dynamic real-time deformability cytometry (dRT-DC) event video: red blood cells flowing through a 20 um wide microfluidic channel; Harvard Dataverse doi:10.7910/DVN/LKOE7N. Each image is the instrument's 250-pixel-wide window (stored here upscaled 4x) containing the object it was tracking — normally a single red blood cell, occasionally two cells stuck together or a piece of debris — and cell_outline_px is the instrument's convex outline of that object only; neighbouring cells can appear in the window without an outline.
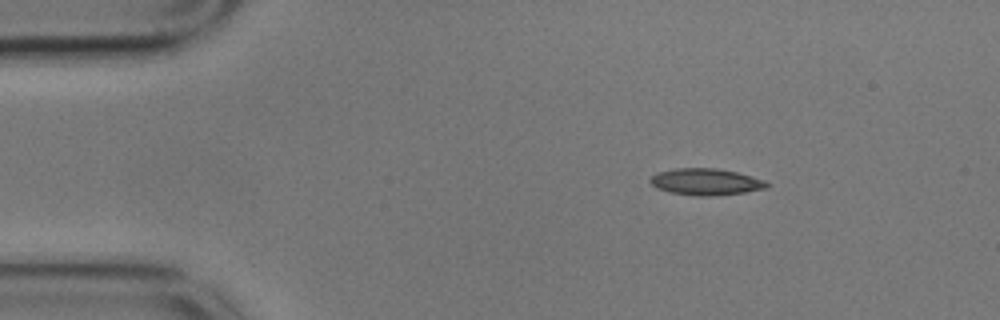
{"species": "common noctule bat (a hibernating species)", "species_latin": "Nyctalus noctula", "temperature_condition": "cold", "stored_images_in_passage": 49, "camera_frame_rate_fps": 3000, "um_per_image_px": 0.085, "animal": {"sex": "male", "body_mass_g": 17.9}, "frame": {"image": 1, "passage_image": 1, "time_ms": 0.0, "image_size_px": [1000, 320], "cell_outline_px": [[768, 188], [744, 192], [704, 196], [700, 196], [668, 192], [656, 188], [648, 180], [656, 172], [676, 168], [716, 168], [736, 172], [764, 180], [768, 184]], "centroid_in_image_um": [59.94, 15.44], "position_along_channel_um": 25.1, "area_um2": 17.92}}
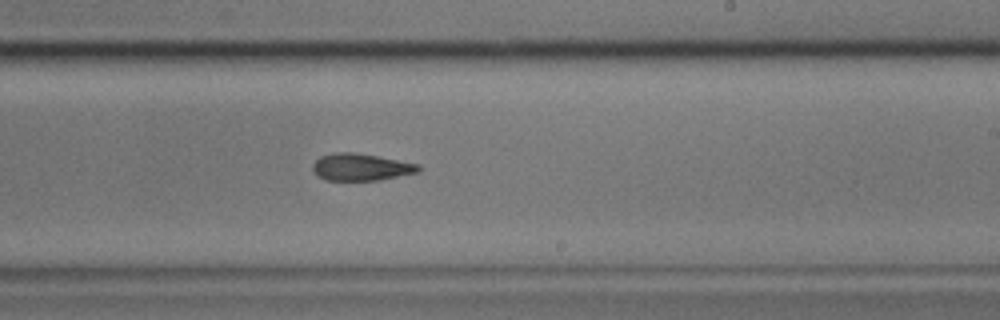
{"frame": {"image": 2, "passage_image": 26, "time_ms": 8.333, "image_size_px": [1000, 320], "cell_outline_px": [[420, 172], [380, 180], [324, 180], [312, 168], [312, 164], [320, 156], [332, 152], [356, 152], [420, 164]], "centroid_in_image_um": [30.7, 14.19], "position_along_channel_um": 258.3, "area_um2": 16.76}}
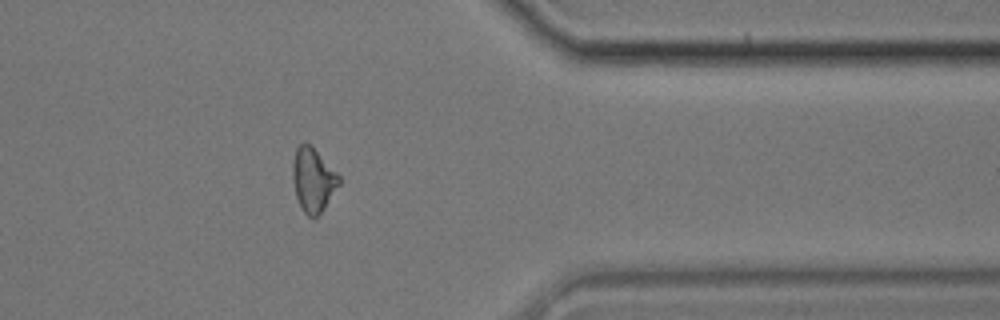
{"frame": {"image": 3, "passage_image": 38, "time_ms": 12.333, "image_size_px": [1000, 320], "cell_outline_px": [[340, 184], [324, 208], [312, 220], [304, 212], [296, 196], [292, 176], [292, 164], [296, 148], [304, 140], [340, 176]], "centroid_in_image_um": [26.6, 15.3], "position_along_channel_um": 384.8, "area_um2": 16.94}, "authors_computed_cell_mechanics": {"area_um2": 17.5712, "velocity_mm_per_s": 3.5246, "shape_relaxation_time_tau1_ms": 5.0356, "shape_relaxation_time_tau2_ms": 5.9032, "deformation_change_tau1": 0.1335, "deformation_change_tau2": 0.1509}}